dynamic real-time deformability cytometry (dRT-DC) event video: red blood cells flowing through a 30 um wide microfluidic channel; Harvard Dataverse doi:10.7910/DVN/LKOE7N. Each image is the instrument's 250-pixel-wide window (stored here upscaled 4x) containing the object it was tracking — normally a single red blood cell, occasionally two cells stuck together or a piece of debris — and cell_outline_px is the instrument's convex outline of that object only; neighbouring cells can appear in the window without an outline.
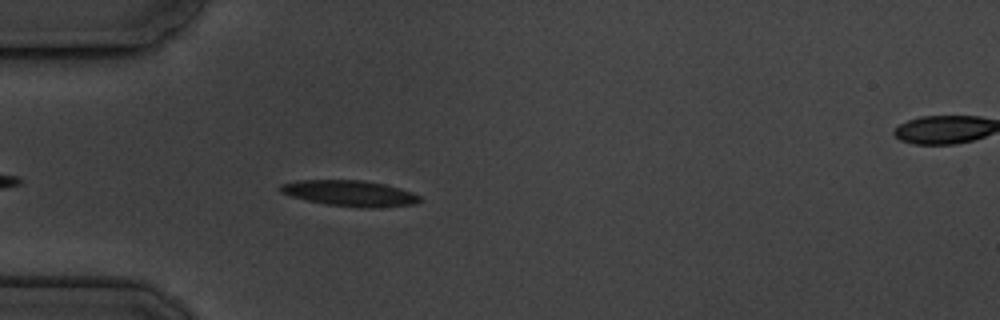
{"species": "common noctule bat (a hibernating species)", "species_latin": "Nyctalus noctula", "temperature_condition": "cold", "stored_images_in_passage": 4, "segment_of_instrument_passage": [1, 2], "camera_frame_rate_fps": 3000, "um_per_image_px": 0.085, "animal": {"sex": "male", "body_mass_g": 19.5, "forearm_length_mm": 54.6}, "frame": {"image": 1, "passage_image": 3, "time_ms": 3.333, "image_size_px": [1000, 320], "cell_outline_px": [[424, 200], [416, 204], [380, 208], [360, 208], [328, 204], [308, 200], [292, 196], [280, 192], [280, 184], [300, 180], [364, 180], [384, 184], [400, 188], [412, 192], [420, 196]], "centroid_in_image_um": [29.82, 16.44], "position_along_channel_um": 55.2, "area_um2": 21.1}}